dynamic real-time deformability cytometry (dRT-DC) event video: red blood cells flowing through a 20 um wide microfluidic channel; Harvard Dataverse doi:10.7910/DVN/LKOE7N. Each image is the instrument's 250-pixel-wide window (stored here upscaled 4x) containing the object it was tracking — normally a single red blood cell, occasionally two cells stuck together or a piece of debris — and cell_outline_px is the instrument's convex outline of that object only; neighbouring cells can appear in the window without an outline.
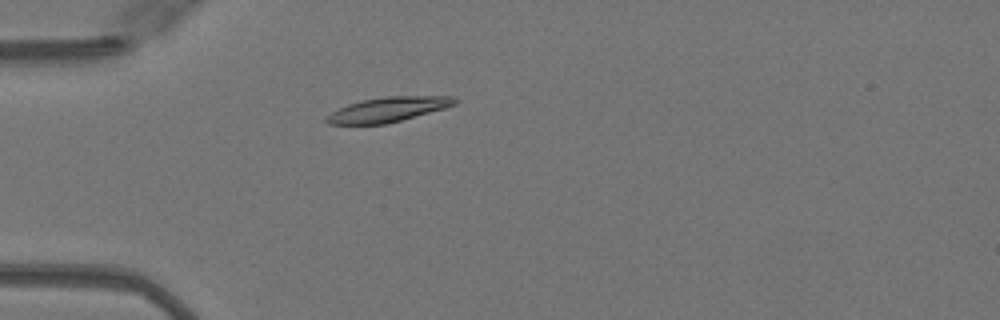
{"species": "Egyptian fruit bat (a non-hibernating species)", "species_latin": "Rousettus aegyptiacus", "temperature_condition": "warm", "stored_images_in_passage": 37, "camera_frame_rate_fps": 3000, "um_per_image_px": 0.085, "animal": {"sex": "female"}, "frame": {"image": 1, "passage_image": 1, "time_ms": 0.0, "image_size_px": [1000, 320], "cell_outline_px": [[460, 100], [456, 104], [444, 108], [388, 124], [328, 124], [324, 120], [332, 112], [348, 104], [364, 100], [388, 96], [456, 96]], "centroid_in_image_um": [33.04, 9.3], "position_along_channel_um": 52.0, "area_um2": 18.38}}
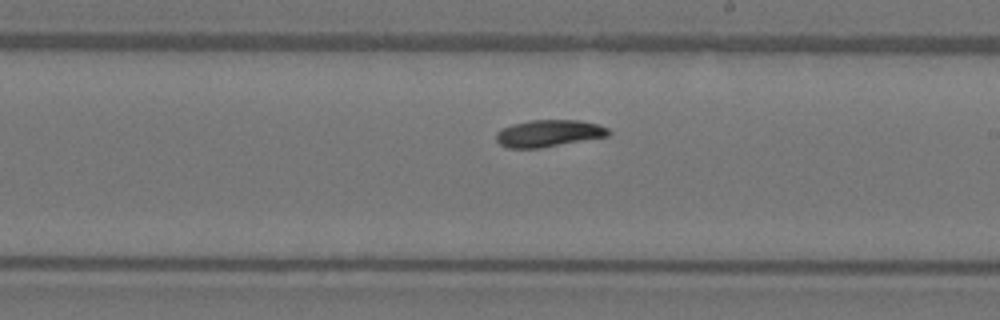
{"frame": {"image": 2, "passage_image": 16, "time_ms": 5.0, "image_size_px": [1000, 320], "cell_outline_px": [[612, 132], [608, 136], [540, 148], [508, 148], [500, 144], [496, 140], [496, 132], [512, 124], [528, 120], [580, 120], [600, 124], [608, 128]], "centroid_in_image_um": [46.67, 11.32], "position_along_channel_um": 242.3, "area_um2": 17.74}}
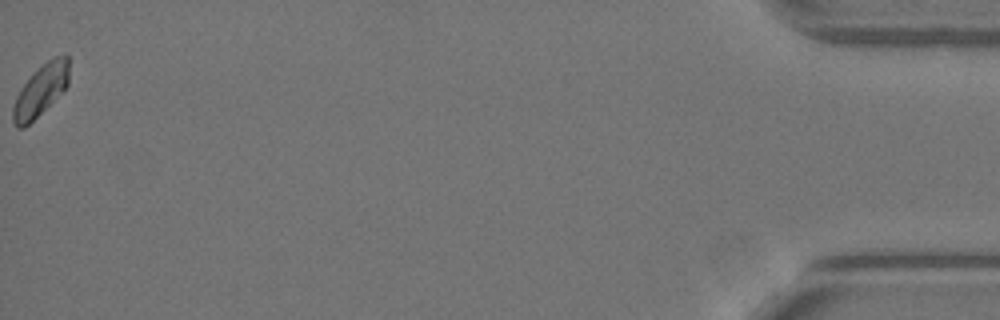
{"frame": {"image": 3, "passage_image": 37, "time_ms": 12.0, "image_size_px": [1000, 320], "cell_outline_px": [[68, 84], [24, 128], [16, 128], [12, 120], [12, 108], [16, 96], [20, 88], [52, 56], [68, 52]], "centroid_in_image_um": [3.44, 7.65], "position_along_channel_um": 431.8, "area_um2": 16.18}, "authors_computed_cell_mechanics": {"area_um2": 17.2822, "velocity_mm_per_s": 4.0549, "shape_relaxation_time_tau1_ms": 4.0269, "shape_relaxation_time_tau2_ms": null, "deformation_change_tau1": 0.1282, "deformation_change_tau2": null}}